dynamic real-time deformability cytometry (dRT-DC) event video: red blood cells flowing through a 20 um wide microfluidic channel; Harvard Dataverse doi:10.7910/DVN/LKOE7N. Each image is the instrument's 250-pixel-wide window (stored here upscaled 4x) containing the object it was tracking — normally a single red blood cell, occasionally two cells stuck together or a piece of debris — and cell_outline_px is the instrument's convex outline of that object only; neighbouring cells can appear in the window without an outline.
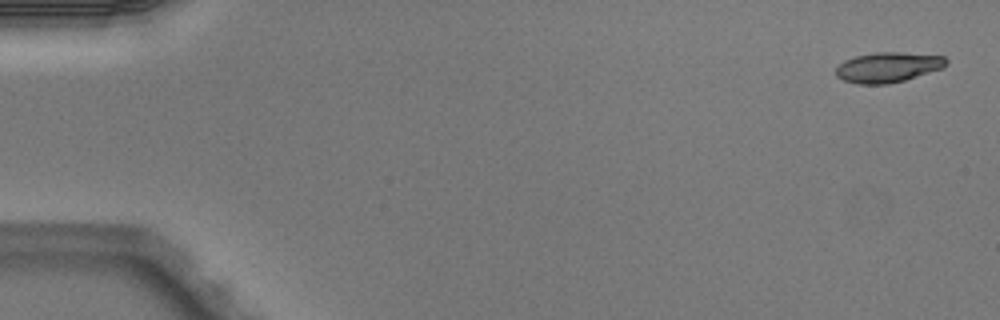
{"species": "Egyptian fruit bat (a non-hibernating species)", "species_latin": "Rousettus aegyptiacus", "temperature_condition": "warm", "stored_images_in_passage": 4, "camera_frame_rate_fps": 3000, "um_per_image_px": 0.085, "animal": {"sex": "male"}, "frame": {"image": 1, "passage_image": 1, "time_ms": 0.0, "image_size_px": [1000, 320], "cell_outline_px": [[948, 64], [944, 68], [904, 80], [888, 84], [856, 84], [844, 80], [836, 76], [836, 68], [844, 60], [856, 56], [876, 52], [900, 52], [944, 56], [948, 60]], "centroid_in_image_um": [75.5, 5.72], "position_along_channel_um": 9.5, "area_um2": 19.42}}